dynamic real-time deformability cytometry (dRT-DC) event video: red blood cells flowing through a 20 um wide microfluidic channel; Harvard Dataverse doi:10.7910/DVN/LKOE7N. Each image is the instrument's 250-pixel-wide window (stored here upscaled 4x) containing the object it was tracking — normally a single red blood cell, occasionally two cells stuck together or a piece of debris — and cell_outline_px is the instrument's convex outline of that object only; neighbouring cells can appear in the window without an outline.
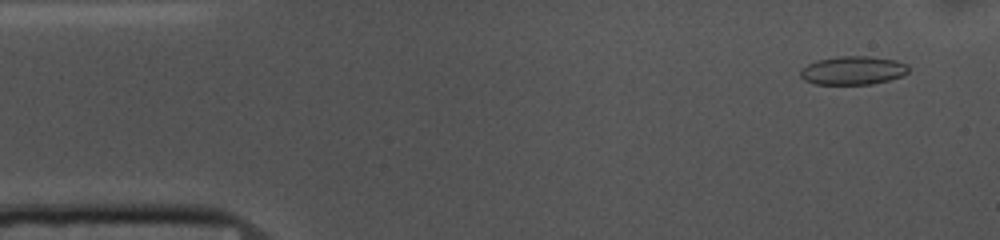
{"species": "common noctule bat (a hibernating species)", "species_latin": "Nyctalus noctula", "temperature_condition": "cold", "stored_images_in_passage": 53, "camera_frame_rate_fps": 3000, "um_per_image_px": 0.085, "animal": {"sex": "female", "body_mass_g": 10.0, "forearm_length_mm": 53.1}, "frame": {"image": 1, "passage_image": 3, "time_ms": 0.667, "image_size_px": [1000, 240], "cell_outline_px": [[908, 72], [904, 76], [872, 84], [816, 84], [804, 80], [800, 76], [800, 68], [816, 60], [840, 56], [868, 56], [896, 60], [908, 64]], "centroid_in_image_um": [72.5, 5.98], "position_along_channel_um": 12.5, "area_um2": 18.09}}
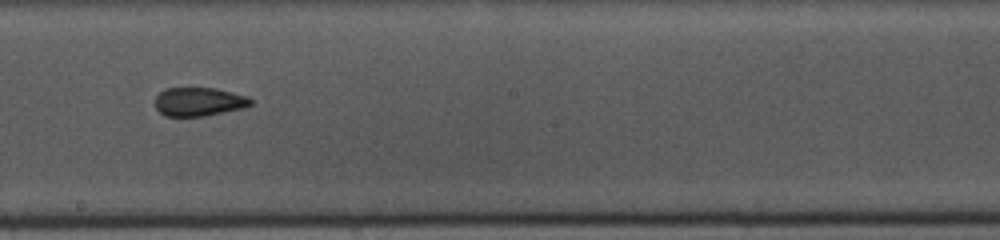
{"frame": {"image": 2, "passage_image": 28, "time_ms": 9.0, "image_size_px": [1000, 240], "cell_outline_px": [[252, 104], [244, 108], [204, 116], [164, 116], [156, 108], [156, 96], [164, 88], [216, 88], [248, 96], [252, 100]], "centroid_in_image_um": [16.92, 8.64], "position_along_channel_um": 231.3, "area_um2": 16.01}}
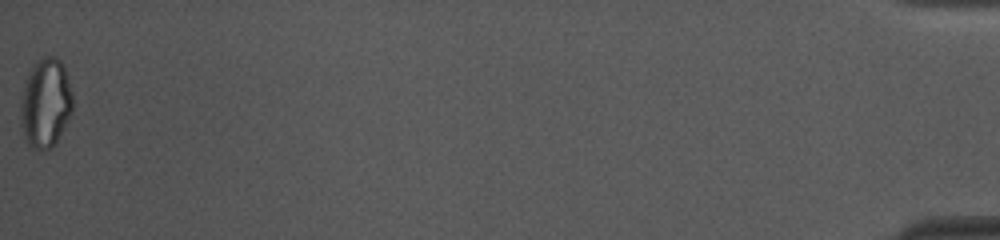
{"frame": {"image": 3, "passage_image": 53, "time_ms": 17.333, "image_size_px": [1000, 240], "cell_outline_px": [[72, 112], [56, 144], [52, 148], [28, 148], [24, 140], [20, 124], [20, 108], [24, 84], [28, 72], [40, 56], [56, 56], [60, 60], [64, 68], [72, 92]], "centroid_in_image_um": [3.85, 8.78], "position_along_channel_um": 431.3, "area_um2": 27.46}, "authors_computed_cell_mechanics": {"area_um2": 17.5134, "velocity_mm_per_s": 3.679, "shape_relaxation_time_tau1_ms": null, "shape_relaxation_time_tau2_ms": 2.3854, "deformation_change_tau1": null, "deformation_change_tau2": 0.0822}}